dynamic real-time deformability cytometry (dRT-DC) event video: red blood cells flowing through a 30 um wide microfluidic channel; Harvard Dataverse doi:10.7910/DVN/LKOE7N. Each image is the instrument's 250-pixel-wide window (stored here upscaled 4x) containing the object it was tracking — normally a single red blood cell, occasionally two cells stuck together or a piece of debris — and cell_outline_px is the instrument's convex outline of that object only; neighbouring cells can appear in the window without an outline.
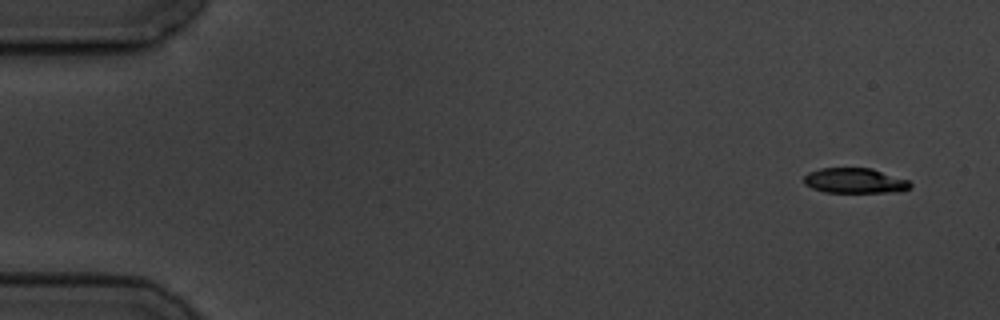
{"species": "common noctule bat (a hibernating species)", "species_latin": "Nyctalus noctula", "temperature_condition": "cold", "stored_images_in_passage": 6, "camera_frame_rate_fps": 3000, "um_per_image_px": 0.085, "animal": {"sex": "male", "body_mass_g": 19.5, "forearm_length_mm": 54.6}, "frame": {"image": 1, "passage_image": 1, "time_ms": 0.0, "image_size_px": [1000, 320], "cell_outline_px": [[912, 184], [908, 188], [900, 192], [824, 192], [812, 188], [804, 184], [804, 176], [808, 172], [820, 168], [872, 168], [908, 180]], "centroid_in_image_um": [72.64, 15.36], "position_along_channel_um": 12.4, "area_um2": 15.61}}
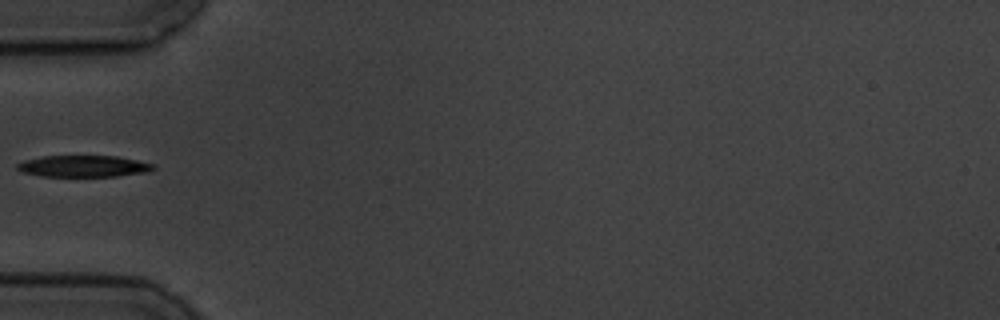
{"frame": {"image": 2, "passage_image": 5, "time_ms": 5.333, "image_size_px": [1000, 320], "cell_outline_px": [[156, 168], [148, 172], [116, 176], [40, 176], [20, 172], [16, 168], [16, 164], [24, 160], [44, 156], [116, 156], [156, 164]], "centroid_in_image_um": [7.09, 14.13], "position_along_channel_um": 77.9, "area_um2": 17.17}}